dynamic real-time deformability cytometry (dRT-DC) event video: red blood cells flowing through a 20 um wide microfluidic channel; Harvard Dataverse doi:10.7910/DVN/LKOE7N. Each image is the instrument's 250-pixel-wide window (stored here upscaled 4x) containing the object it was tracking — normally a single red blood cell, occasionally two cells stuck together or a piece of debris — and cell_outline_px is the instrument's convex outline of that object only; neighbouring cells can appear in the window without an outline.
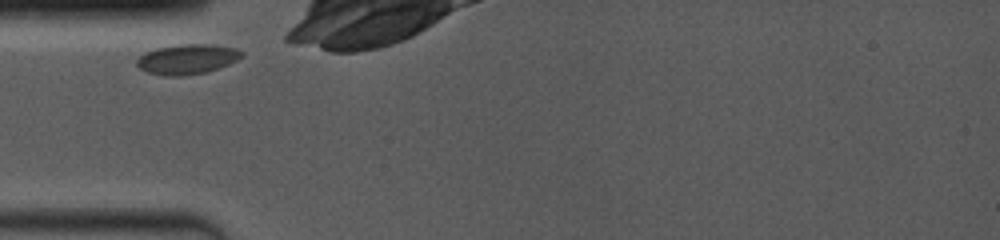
{"species": "common noctule bat (a hibernating species)", "species_latin": "Nyctalus noctula", "temperature_condition": "room temperature", "stored_images_in_passage": 34, "camera_frame_rate_fps": 4000, "um_per_image_px": 0.085, "animal": {"sex": "female", "body_mass_g": 19.0, "forearm_length_mm": 53.3}, "frame": {"image": 1, "passage_image": 1, "time_ms": 0.0, "image_size_px": [1000, 240], "cell_outline_px": [[244, 56], [220, 68], [208, 72], [184, 76], [168, 76], [148, 72], [140, 68], [136, 64], [136, 60], [144, 52], [156, 48], [184, 44], [212, 44], [236, 48], [244, 52]], "centroid_in_image_um": [15.94, 5.03], "position_along_channel_um": 69.1, "area_um2": 18.44}}
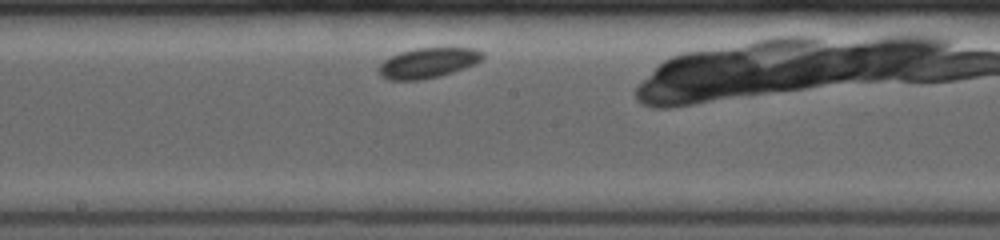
{"frame": {"image": 2, "passage_image": 20, "time_ms": 4.0, "image_size_px": [1000, 240], "cell_outline_px": [[484, 56], [476, 64], [440, 76], [420, 80], [388, 80], [380, 76], [380, 64], [384, 60], [400, 52], [416, 48], [476, 48], [484, 52]], "centroid_in_image_um": [36.4, 5.35], "position_along_channel_um": 211.8, "area_um2": 18.21}}
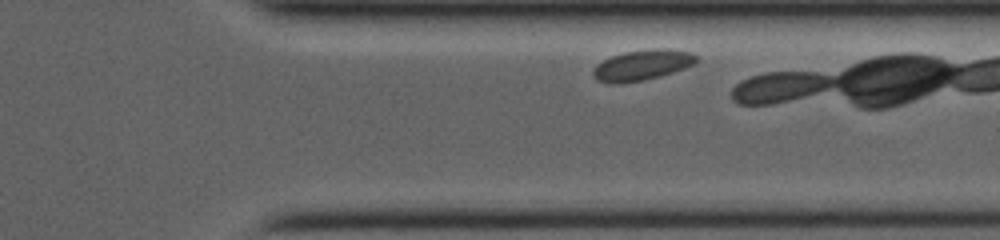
{"frame": {"image": 3, "passage_image": 31, "time_ms": 8.0, "image_size_px": [1000, 240], "cell_outline_px": [[700, 60], [696, 64], [660, 76], [644, 80], [616, 84], [596, 80], [592, 76], [592, 72], [596, 64], [612, 56], [624, 52], [652, 48], [668, 48], [692, 52]], "centroid_in_image_um": [54.61, 5.52], "position_along_channel_um": 356.8, "area_um2": 18.55}}